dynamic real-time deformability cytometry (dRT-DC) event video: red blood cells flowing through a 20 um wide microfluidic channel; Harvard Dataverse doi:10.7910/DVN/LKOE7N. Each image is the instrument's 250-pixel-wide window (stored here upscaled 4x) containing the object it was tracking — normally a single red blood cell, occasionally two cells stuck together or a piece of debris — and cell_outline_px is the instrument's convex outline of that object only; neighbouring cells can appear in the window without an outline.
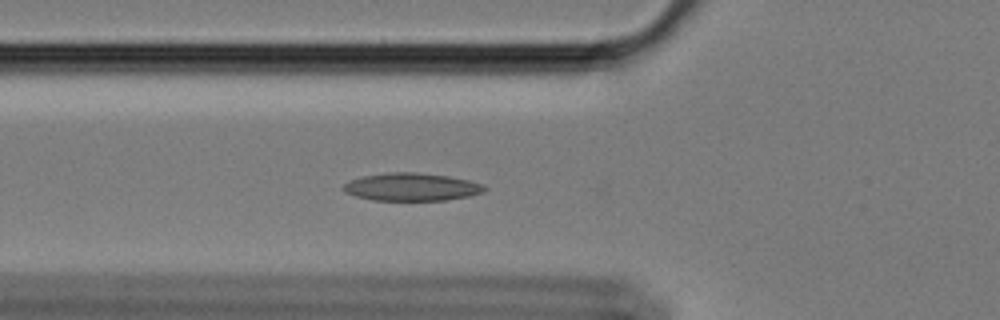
{"species": "Egyptian fruit bat (a non-hibernating species)", "species_latin": "Rousettus aegyptiacus", "temperature_condition": "cold", "stored_images_in_passage": 59, "camera_frame_rate_fps": 3000, "um_per_image_px": 0.085, "animal": {"sex": "female"}, "frame": {"image": 1, "passage_image": 21, "time_ms": 6.667, "image_size_px": [1000, 320], "cell_outline_px": [[488, 188], [484, 192], [468, 196], [444, 200], [372, 200], [356, 196], [344, 192], [340, 188], [348, 180], [364, 176], [388, 172], [416, 172], [448, 176], [468, 180], [484, 184]], "centroid_in_image_um": [34.96, 15.88], "position_along_channel_um": 90.8, "area_um2": 22.95}}
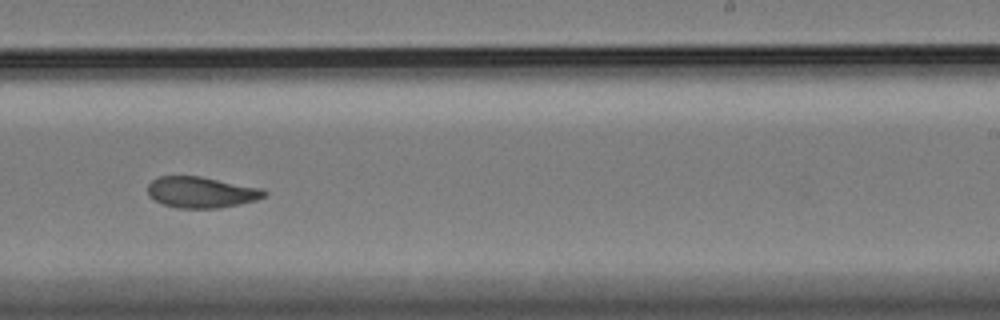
{"frame": {"image": 2, "passage_image": 37, "time_ms": 12.0, "image_size_px": [1000, 320], "cell_outline_px": [[268, 192], [264, 196], [256, 200], [240, 204], [220, 208], [176, 208], [152, 200], [148, 196], [148, 184], [152, 180], [160, 176], [200, 176], [260, 188]], "centroid_in_image_um": [17.07, 16.35], "position_along_channel_um": 271.9, "area_um2": 21.1}}
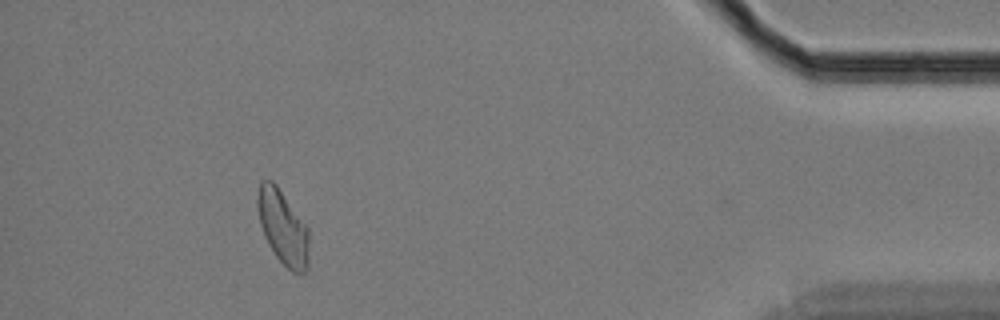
{"frame": {"image": 3, "passage_image": 54, "time_ms": 17.667, "image_size_px": [1000, 320], "cell_outline_px": [[308, 268], [304, 272], [292, 272], [276, 256], [268, 244], [264, 236], [260, 224], [256, 204], [256, 200], [260, 180], [272, 180], [276, 184], [308, 228]], "centroid_in_image_um": [24.02, 19.3], "position_along_channel_um": 411.2, "area_um2": 22.14}, "authors_computed_cell_mechanics": {"area_um2": 22.253, "velocity_mm_per_s": 3.3882, "shape_relaxation_time_tau1_ms": 8.7481, "shape_relaxation_time_tau2_ms": 4.6613, "deformation_change_tau1": 0.1715, "deformation_change_tau2": 0.1031}}